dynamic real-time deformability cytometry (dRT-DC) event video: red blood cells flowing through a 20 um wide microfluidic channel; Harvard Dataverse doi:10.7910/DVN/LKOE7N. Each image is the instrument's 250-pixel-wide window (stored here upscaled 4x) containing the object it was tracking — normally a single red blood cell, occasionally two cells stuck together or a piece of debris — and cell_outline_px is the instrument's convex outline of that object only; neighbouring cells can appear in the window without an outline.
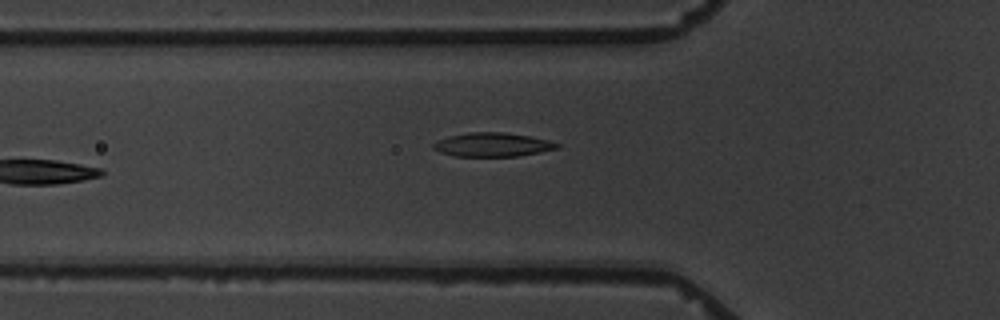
{"species": "common noctule bat (a hibernating species)", "species_latin": "Nyctalus noctula", "temperature_condition": "warm", "stored_images_in_passage": 7, "camera_frame_rate_fps": 3000, "um_per_image_px": 0.085, "animal": {"sex": "male", "body_mass_g": 19.5, "forearm_length_mm": 54.6}, "frame": {"image": 1, "passage_image": 6, "time_ms": 6.667, "image_size_px": [1000, 320], "cell_outline_px": [[560, 148], [540, 152], [516, 156], [456, 156], [440, 152], [432, 148], [432, 144], [436, 140], [448, 136], [468, 132], [504, 132], [528, 136], [548, 140], [560, 144]], "centroid_in_image_um": [41.84, 12.29], "position_along_channel_um": 84.0, "area_um2": 17.22}}
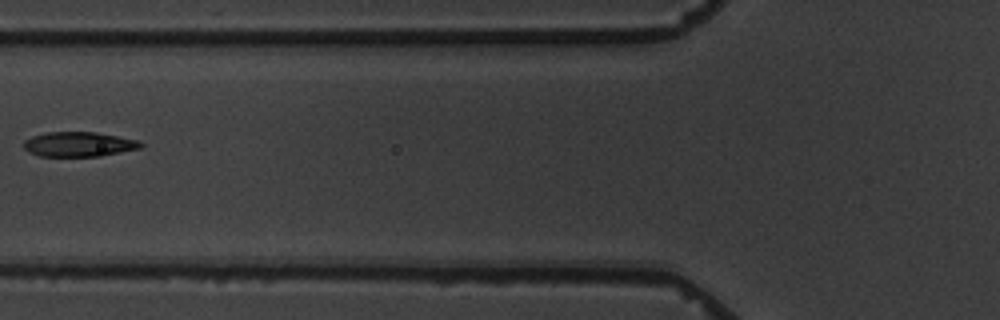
{"frame": {"image": 2, "passage_image": 7, "time_ms": 7.667, "image_size_px": [1000, 320], "cell_outline_px": [[144, 144], [140, 148], [100, 156], [40, 156], [28, 152], [24, 148], [24, 140], [32, 136], [48, 132], [96, 132], [136, 140]], "centroid_in_image_um": [6.66, 12.26], "position_along_channel_um": 119.1, "area_um2": 16.7}}